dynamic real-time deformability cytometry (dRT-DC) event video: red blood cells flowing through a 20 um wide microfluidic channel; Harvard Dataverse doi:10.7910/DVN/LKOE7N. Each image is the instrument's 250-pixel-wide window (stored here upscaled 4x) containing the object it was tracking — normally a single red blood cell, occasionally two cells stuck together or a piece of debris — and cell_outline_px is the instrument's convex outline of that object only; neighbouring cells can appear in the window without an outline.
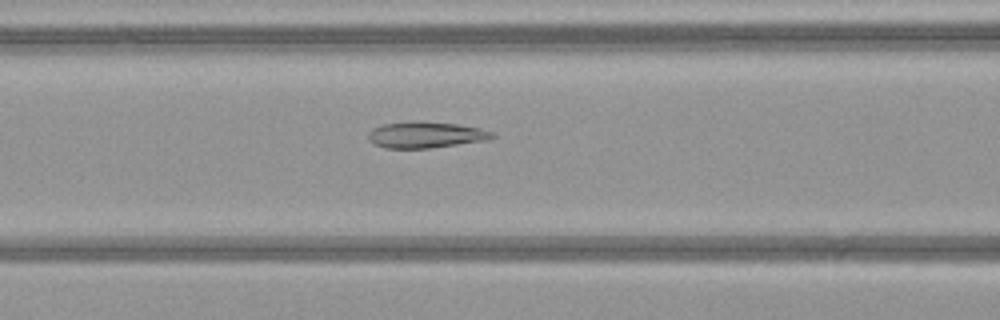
{"species": "common noctule bat (a hibernating species)", "species_latin": "Nyctalus noctula", "temperature_condition": "warm", "stored_images_in_passage": 33, "camera_frame_rate_fps": 3000, "um_per_image_px": 0.085, "animal": {"sex": "female", "body_mass_g": 21.9}, "frame": {"image": 1, "passage_image": 7, "time_ms": 2.0, "image_size_px": [1000, 320], "cell_outline_px": [[496, 136], [488, 140], [428, 148], [384, 148], [368, 140], [368, 132], [372, 128], [384, 124], [420, 120], [456, 124], [480, 128], [496, 132]], "centroid_in_image_um": [36.21, 11.45], "position_along_channel_um": 130.4, "area_um2": 19.07}}
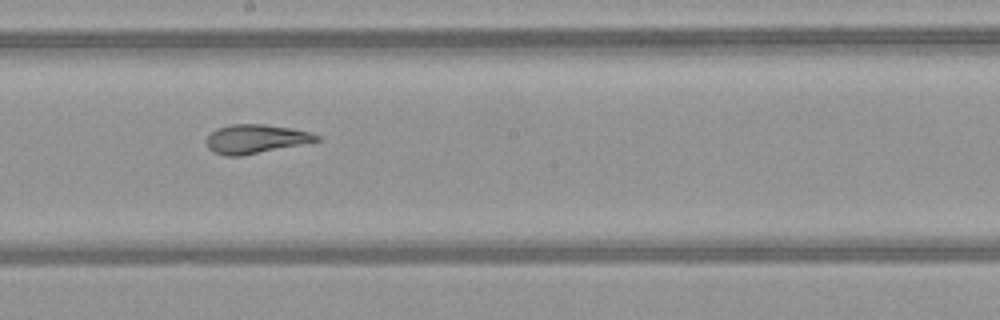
{"frame": {"image": 2, "passage_image": 14, "time_ms": 4.333, "image_size_px": [1000, 320], "cell_outline_px": [[320, 140], [240, 156], [224, 156], [212, 152], [208, 148], [204, 140], [216, 128], [232, 124], [264, 124], [292, 128], [308, 132], [320, 136]], "centroid_in_image_um": [21.65, 11.8], "position_along_channel_um": 226.5, "area_um2": 18.44}}
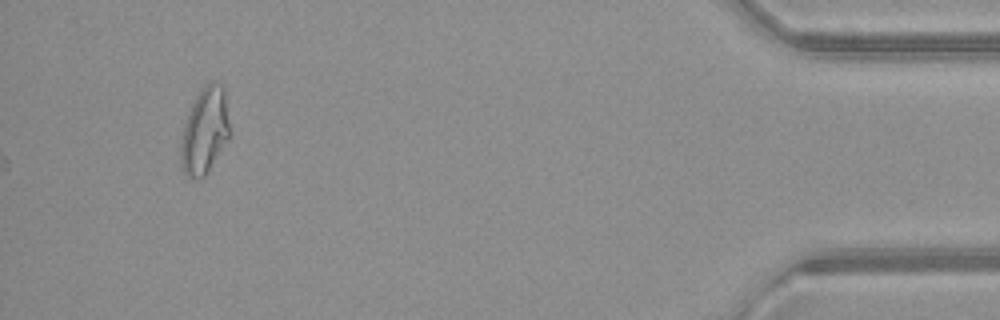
{"frame": {"image": 3, "passage_image": 33, "time_ms": 10.667, "image_size_px": [1000, 320], "cell_outline_px": [[228, 140], [204, 176], [200, 180], [196, 180], [188, 176], [184, 172], [180, 164], [180, 140], [184, 124], [188, 112], [196, 92], [208, 80], [212, 80], [220, 84], [224, 88], [228, 124]], "centroid_in_image_um": [17.35, 11.09], "position_along_channel_um": 417.8, "area_um2": 24.74}, "authors_computed_cell_mechanics": {"area_um2": 18.4382, "velocity_mm_per_s": 4.1082, "shape_relaxation_time_tau1_ms": null, "shape_relaxation_time_tau2_ms": 2.4901, "deformation_change_tau1": null, "deformation_change_tau2": 0.0739}}